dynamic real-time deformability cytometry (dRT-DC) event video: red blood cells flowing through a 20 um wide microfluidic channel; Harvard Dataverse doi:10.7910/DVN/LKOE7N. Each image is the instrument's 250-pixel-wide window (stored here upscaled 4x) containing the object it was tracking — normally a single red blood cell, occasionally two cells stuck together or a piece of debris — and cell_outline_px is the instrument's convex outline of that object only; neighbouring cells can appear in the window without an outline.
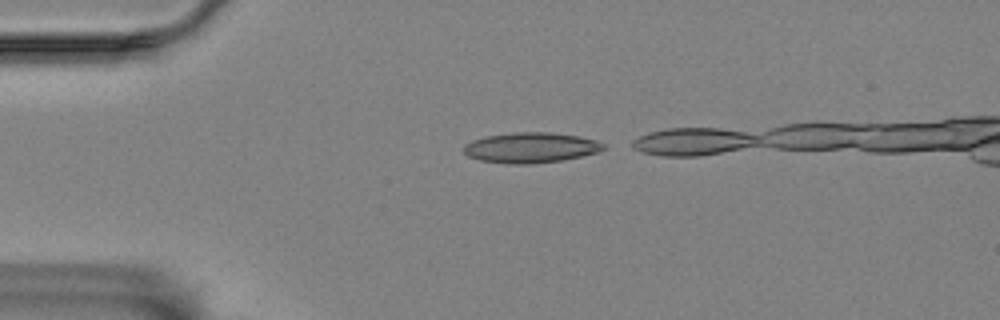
{"species": "Egyptian fruit bat (a non-hibernating species)", "species_latin": "Rousettus aegyptiacus", "temperature_condition": "room temperature", "stored_images_in_passage": 8, "camera_frame_rate_fps": 3000, "um_per_image_px": 0.085, "animal": {"sex": "female"}, "frame": {"image": 1, "passage_image": 1, "time_ms": 0.0, "image_size_px": [1000, 320], "cell_outline_px": [[604, 148], [596, 152], [580, 156], [560, 160], [528, 164], [512, 164], [480, 160], [468, 156], [464, 152], [464, 144], [472, 140], [484, 136], [512, 132], [552, 132], [576, 136], [596, 140], [604, 144]], "centroid_in_image_um": [45.06, 12.54], "position_along_channel_um": 39.9, "area_um2": 24.51}}
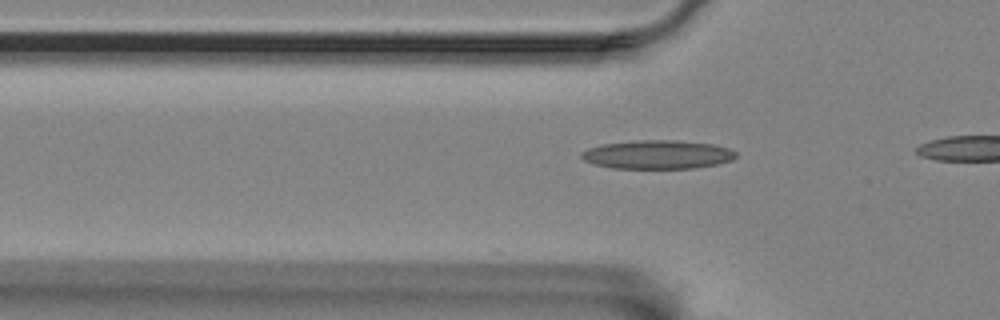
{"frame": {"image": 2, "passage_image": 6, "time_ms": 1.667, "image_size_px": [1000, 320], "cell_outline_px": [[736, 156], [732, 160], [716, 164], [692, 168], [612, 168], [596, 164], [584, 160], [580, 156], [580, 152], [588, 148], [604, 144], [640, 140], [680, 140], [712, 144], [728, 148], [736, 152]], "centroid_in_image_um": [55.89, 13.13], "position_along_channel_um": 69.9, "area_um2": 25.66}}